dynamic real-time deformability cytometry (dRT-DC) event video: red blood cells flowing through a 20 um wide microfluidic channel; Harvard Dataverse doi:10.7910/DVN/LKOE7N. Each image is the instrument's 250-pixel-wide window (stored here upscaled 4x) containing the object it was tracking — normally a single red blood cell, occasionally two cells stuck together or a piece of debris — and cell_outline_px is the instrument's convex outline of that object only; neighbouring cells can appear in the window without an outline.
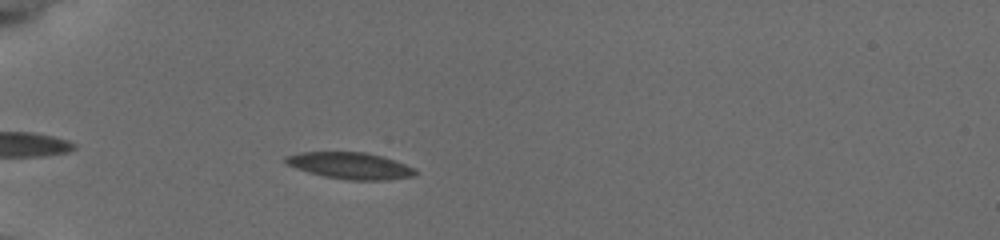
{"species": "common noctule bat (a hibernating species)", "species_latin": "Nyctalus noctula", "temperature_condition": "cold", "stored_images_in_passage": 40, "camera_frame_rate_fps": 3000, "um_per_image_px": 0.085, "animal": {"sex": "female", "body_mass_g": 19.5, "forearm_length_mm": 54.1}, "frame": {"image": 1, "passage_image": 6, "time_ms": 1.667, "image_size_px": [1000, 240], "cell_outline_px": [[416, 176], [388, 180], [348, 180], [324, 176], [308, 172], [296, 168], [288, 164], [284, 160], [284, 156], [300, 152], [364, 152], [380, 156], [404, 164], [412, 168], [416, 172]], "centroid_in_image_um": [29.74, 14.09], "position_along_channel_um": 55.3, "area_um2": 19.88}}
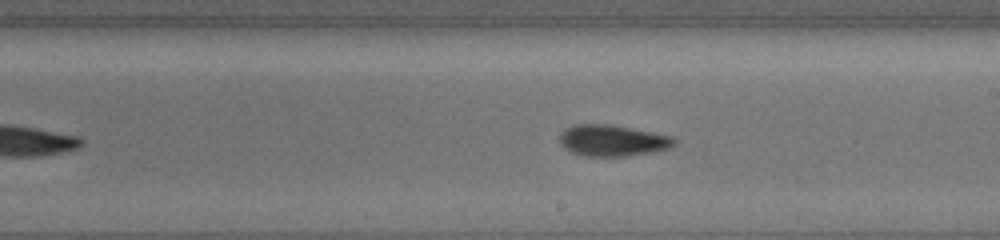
{"frame": {"image": 2, "passage_image": 22, "time_ms": 7.0, "image_size_px": [1000, 240], "cell_outline_px": [[676, 144], [672, 148], [652, 152], [628, 156], [584, 156], [572, 152], [564, 148], [560, 144], [560, 132], [564, 128], [576, 124], [608, 124], [672, 136], [676, 140]], "centroid_in_image_um": [52.05, 11.95], "position_along_channel_um": 236.9, "area_um2": 20.98}}
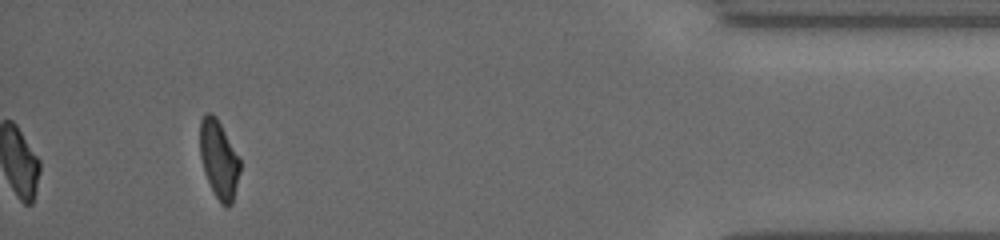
{"frame": {"image": 3, "passage_image": 40, "time_ms": 13.0, "image_size_px": [1000, 240], "cell_outline_px": [[240, 172], [232, 204], [228, 208], [220, 204], [204, 172], [200, 156], [200, 120], [204, 112], [212, 112], [216, 116], [240, 156]], "centroid_in_image_um": [18.61, 13.51], "position_along_channel_um": 416.6, "area_um2": 18.5}, "authors_computed_cell_mechanics": {"area_um2": 20.0566, "velocity_mm_per_s": 3.8087, "shape_relaxation_time_tau1_ms": 5.4198, "shape_relaxation_time_tau2_ms": 3.1837, "deformation_change_tau1": 0.1279, "deformation_change_tau2": 0.0884}}